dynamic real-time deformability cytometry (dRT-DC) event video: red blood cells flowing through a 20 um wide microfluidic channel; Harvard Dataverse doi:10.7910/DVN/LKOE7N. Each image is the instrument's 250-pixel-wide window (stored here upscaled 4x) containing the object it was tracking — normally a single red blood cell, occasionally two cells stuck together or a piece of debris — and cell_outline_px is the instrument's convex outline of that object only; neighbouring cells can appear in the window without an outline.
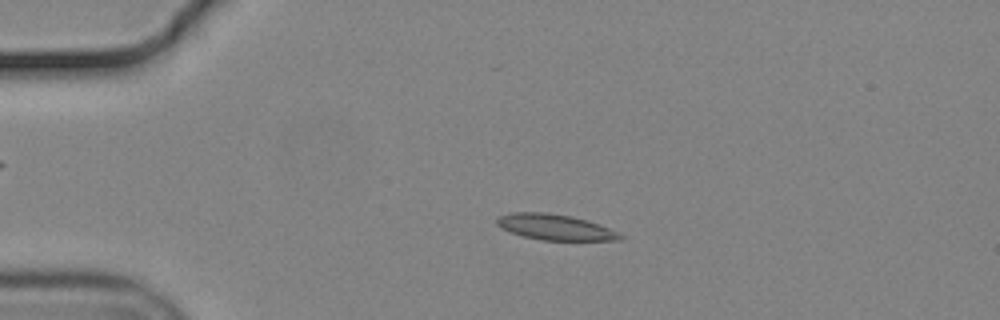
{"species": "common noctule bat (a hibernating species)", "species_latin": "Nyctalus noctula", "temperature_condition": "cold", "stored_images_in_passage": 55, "camera_frame_rate_fps": 3000, "um_per_image_px": 0.085, "animal": {"sex": "male", "body_mass_g": 19.2, "forearm_length_mm": 51.8}, "frame": {"image": 1, "passage_image": 12, "time_ms": 3.667, "image_size_px": [1000, 320], "cell_outline_px": [[624, 236], [620, 240], [540, 240], [508, 232], [500, 228], [496, 224], [496, 216], [512, 212], [548, 212], [572, 216], [588, 220], [600, 224]], "centroid_in_image_um": [47.12, 19.29], "position_along_channel_um": 37.9, "area_um2": 18.67}}
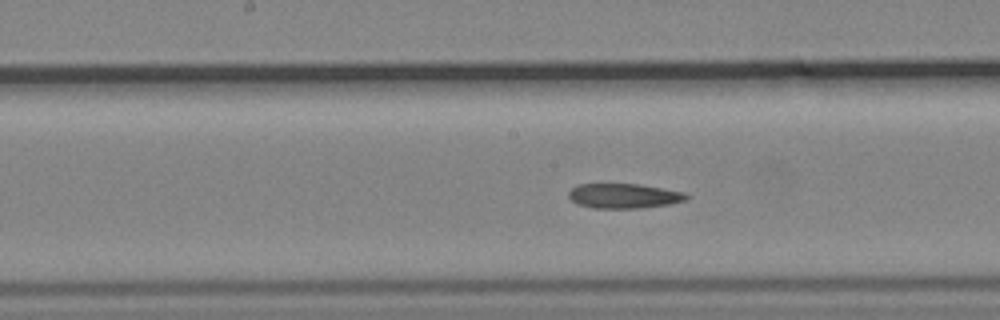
{"frame": {"image": 2, "passage_image": 28, "time_ms": 9.0, "image_size_px": [1000, 320], "cell_outline_px": [[688, 200], [668, 204], [640, 208], [592, 208], [576, 204], [568, 196], [568, 192], [576, 184], [640, 184], [684, 192], [688, 196]], "centroid_in_image_um": [53.0, 16.65], "position_along_channel_um": 195.2, "area_um2": 17.05}}
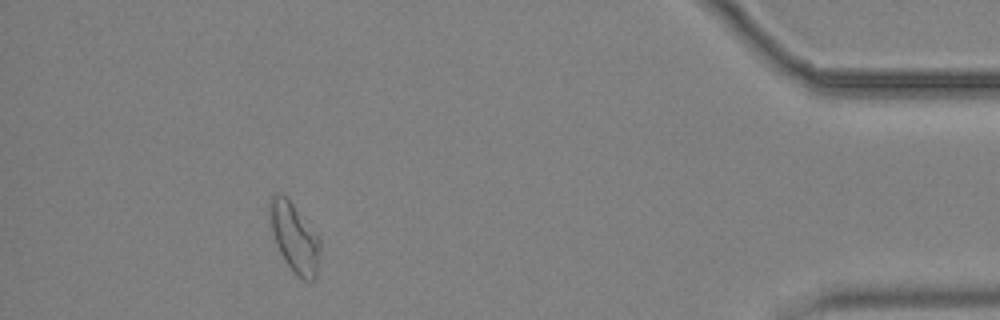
{"frame": {"image": 3, "passage_image": 50, "time_ms": 16.333, "image_size_px": [1000, 320], "cell_outline_px": [[320, 248], [316, 276], [312, 280], [304, 280], [288, 264], [280, 252], [276, 244], [272, 232], [268, 204], [272, 196], [284, 196], [292, 204], [320, 236]], "centroid_in_image_um": [25.05, 20.19], "position_along_channel_um": 410.2, "area_um2": 19.65}, "authors_computed_cell_mechanics": {"area_um2": 18.3804, "velocity_mm_per_s": 3.6946, "shape_relaxation_time_tau1_ms": null, "shape_relaxation_time_tau2_ms": 4.6406, "deformation_change_tau1": null, "deformation_change_tau2": 0.1148}}